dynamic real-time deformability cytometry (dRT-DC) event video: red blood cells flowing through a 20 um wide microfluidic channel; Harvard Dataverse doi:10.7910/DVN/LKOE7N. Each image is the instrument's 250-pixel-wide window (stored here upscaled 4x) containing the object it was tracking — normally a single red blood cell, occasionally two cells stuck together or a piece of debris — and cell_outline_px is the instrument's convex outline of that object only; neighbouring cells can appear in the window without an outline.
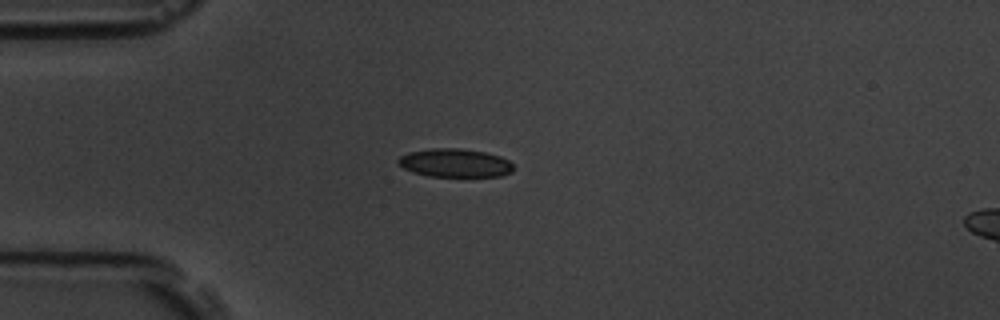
{"species": "common noctule bat (a hibernating species)", "species_latin": "Nyctalus noctula", "temperature_condition": "room temperature", "stored_images_in_passage": 6, "camera_frame_rate_fps": 3000, "um_per_image_px": 0.085, "animal": {"sex": "male", "body_mass_g": 19.5, "forearm_length_mm": 54.6}, "frame": {"image": 1, "passage_image": 1, "time_ms": 0.0, "image_size_px": [1000, 320], "cell_outline_px": [[512, 172], [500, 176], [428, 176], [412, 172], [404, 168], [396, 160], [400, 156], [408, 152], [432, 148], [460, 148], [484, 152], [500, 156], [508, 160], [512, 164]], "centroid_in_image_um": [38.65, 13.84], "position_along_channel_um": 46.3, "area_um2": 19.02}}
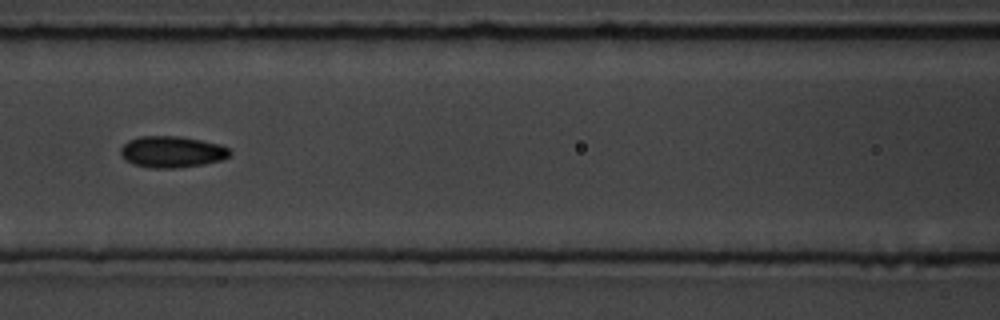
{"frame": {"image": 2, "passage_image": 4, "time_ms": 3.333, "image_size_px": [1000, 320], "cell_outline_px": [[232, 152], [228, 156], [220, 160], [204, 164], [180, 168], [152, 168], [132, 164], [124, 160], [120, 152], [120, 148], [128, 140], [140, 136], [180, 136], [220, 144], [228, 148]], "centroid_in_image_um": [14.58, 12.91], "position_along_channel_um": 152.0, "area_um2": 20.11}}
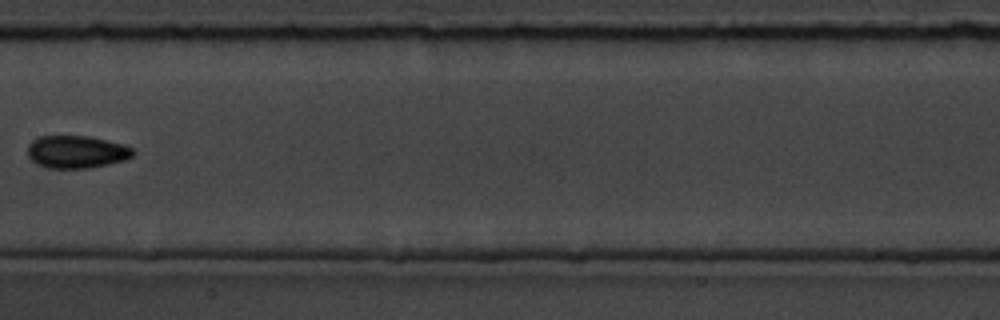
{"frame": {"image": 3, "passage_image": 5, "time_ms": 4.667, "image_size_px": [1000, 320], "cell_outline_px": [[136, 152], [132, 156], [124, 160], [108, 164], [88, 168], [48, 168], [36, 164], [28, 156], [28, 144], [32, 140], [40, 136], [88, 136], [124, 144], [132, 148]], "centroid_in_image_um": [6.5, 12.91], "position_along_channel_um": 200.9, "area_um2": 20.06}}